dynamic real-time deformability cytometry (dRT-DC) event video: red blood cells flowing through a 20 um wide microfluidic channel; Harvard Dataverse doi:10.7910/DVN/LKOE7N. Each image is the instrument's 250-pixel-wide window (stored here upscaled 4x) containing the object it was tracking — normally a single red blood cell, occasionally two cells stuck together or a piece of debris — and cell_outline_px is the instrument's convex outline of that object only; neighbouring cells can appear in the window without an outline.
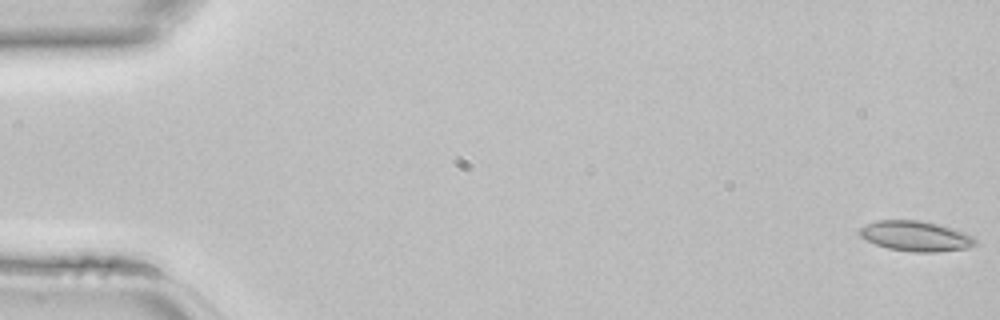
{"species": "common noctule bat (a hibernating species)", "species_latin": "Nyctalus noctula", "temperature_condition": "room temperature", "stored_images_in_passage": 45, "camera_frame_rate_fps": 3000, "um_per_image_px": 0.085, "animal": {"sex": "female", "body_mass_g": 22.7, "forearm_length_mm": 54.2}, "frame": {"image": 1, "passage_image": 1, "time_ms": 0.0, "image_size_px": [1000, 320], "cell_outline_px": [[976, 244], [968, 248], [936, 252], [912, 252], [888, 248], [864, 240], [860, 236], [860, 228], [876, 220], [920, 220], [952, 228], [964, 232], [972, 236], [976, 240]], "centroid_in_image_um": [77.83, 20.07], "position_along_channel_um": 7.2, "area_um2": 20.29}}
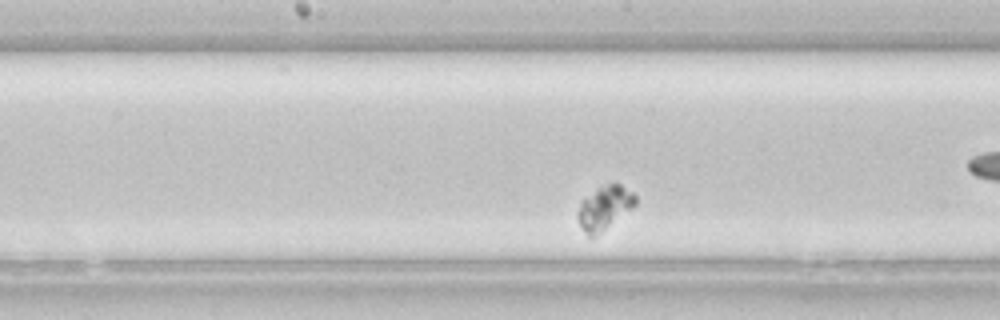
{"frame": {"image": 2, "passage_image": 21, "time_ms": 6.667, "image_size_px": [1000, 320], "cell_outline_px": [[636, 204], [632, 208], [596, 236], [588, 236], [584, 232], [576, 216], [580, 204], [596, 188], [608, 184], [620, 184], [632, 192], [636, 196]], "centroid_in_image_um": [51.38, 17.67], "position_along_channel_um": 196.8, "area_um2": 14.33}}
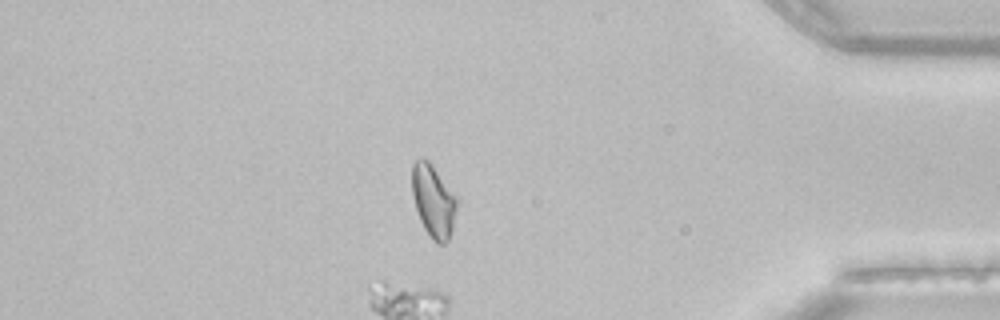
{"frame": {"image": 3, "passage_image": 39, "time_ms": 12.667, "image_size_px": [1000, 320], "cell_outline_px": [[456, 208], [452, 232], [448, 240], [444, 244], [436, 244], [432, 240], [424, 228], [420, 220], [412, 196], [412, 164], [416, 160], [424, 156], [432, 164], [456, 196]], "centroid_in_image_um": [36.82, 17.08], "position_along_channel_um": 398.4, "area_um2": 19.02}}